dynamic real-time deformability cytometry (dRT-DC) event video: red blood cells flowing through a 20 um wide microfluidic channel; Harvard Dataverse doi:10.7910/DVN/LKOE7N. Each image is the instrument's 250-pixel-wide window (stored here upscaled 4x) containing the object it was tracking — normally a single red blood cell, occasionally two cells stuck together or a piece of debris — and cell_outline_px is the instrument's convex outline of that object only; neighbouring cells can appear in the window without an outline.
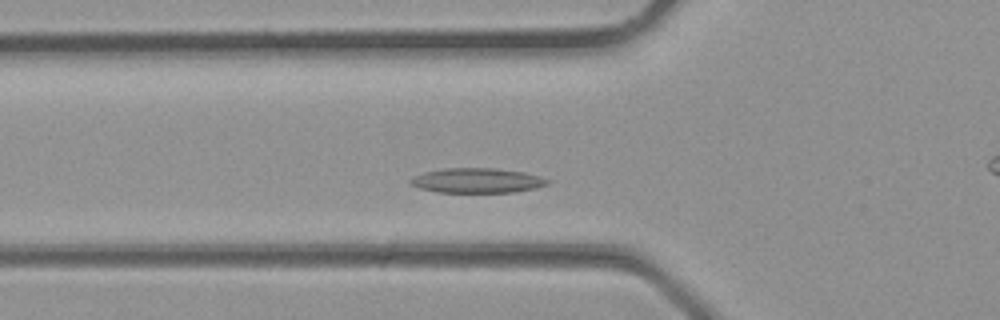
{"species": "common noctule bat (a hibernating species)", "species_latin": "Nyctalus noctula", "temperature_condition": "room temperature", "stored_images_in_passage": 25, "camera_frame_rate_fps": 3000, "um_per_image_px": 0.085, "animal": {"sex": "male", "body_mass_g": 23.1, "forearm_length_mm": 52.7}, "frame": {"image": 1, "passage_image": 6, "time_ms": 1.667, "image_size_px": [1000, 320], "cell_outline_px": [[548, 184], [536, 188], [516, 192], [436, 192], [420, 188], [408, 184], [408, 180], [412, 176], [424, 172], [444, 168], [496, 168], [524, 172], [540, 176], [548, 180]], "centroid_in_image_um": [40.51, 15.34], "position_along_channel_um": 85.3, "area_um2": 19.94}}
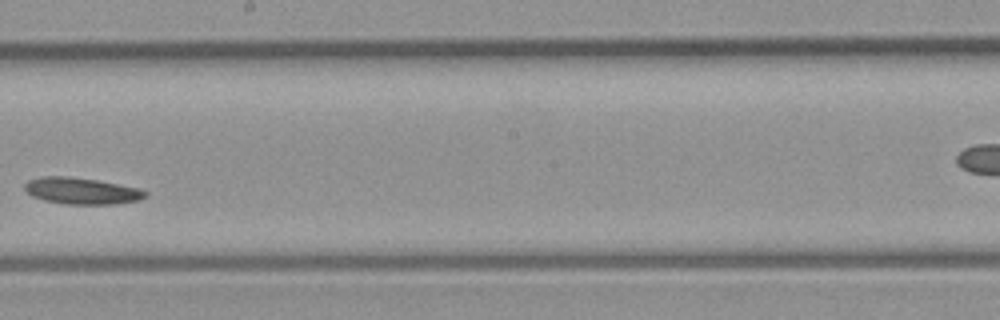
{"frame": {"image": 2, "passage_image": 14, "time_ms": 4.333, "image_size_px": [1000, 320], "cell_outline_px": [[148, 196], [140, 200], [116, 204], [64, 204], [44, 200], [32, 196], [24, 188], [24, 184], [28, 180], [40, 176], [68, 176], [96, 180], [140, 188], [148, 192]], "centroid_in_image_um": [6.96, 16.22], "position_along_channel_um": 241.2, "area_um2": 18.79}}
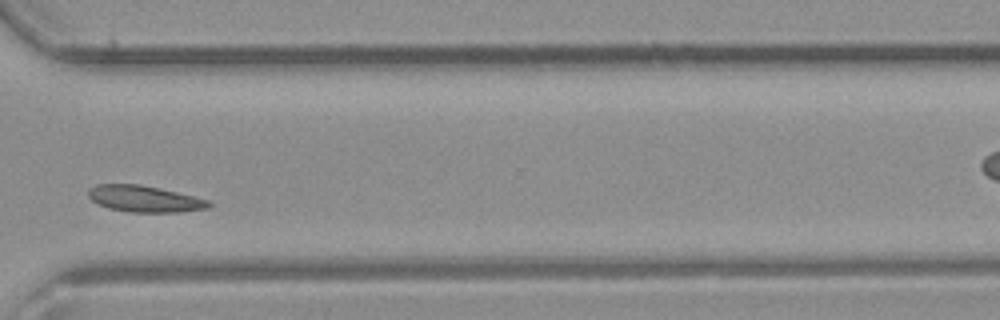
{"frame": {"image": 3, "passage_image": 20, "time_ms": 6.333, "image_size_px": [1000, 320], "cell_outline_px": [[212, 204], [208, 208], [180, 212], [128, 212], [108, 208], [96, 204], [88, 196], [88, 188], [96, 184], [140, 184], [160, 188], [208, 200]], "centroid_in_image_um": [12.23, 16.9], "position_along_channel_um": 358.4, "area_um2": 18.61}}